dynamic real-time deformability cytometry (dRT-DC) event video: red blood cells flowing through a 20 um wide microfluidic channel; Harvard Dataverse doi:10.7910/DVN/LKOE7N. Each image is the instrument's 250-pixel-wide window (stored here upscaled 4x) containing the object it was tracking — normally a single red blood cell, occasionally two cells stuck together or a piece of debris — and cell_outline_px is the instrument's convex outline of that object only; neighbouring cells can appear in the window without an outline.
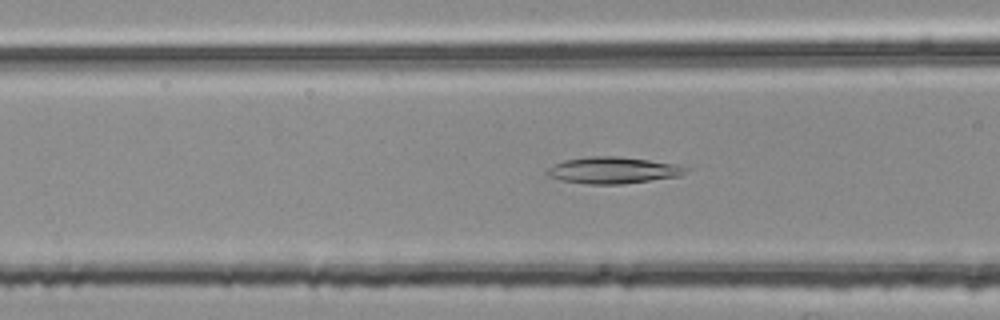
{"species": "common noctule bat (a hibernating species)", "species_latin": "Nyctalus noctula", "temperature_condition": "room temperature", "stored_images_in_passage": 41, "camera_frame_rate_fps": 3000, "um_per_image_px": 0.085, "animal": {"sex": "female", "body_mass_g": 25.1}, "frame": {"image": 1, "passage_image": 8, "time_ms": 2.333, "image_size_px": [1000, 320], "cell_outline_px": [[692, 168], [680, 176], [620, 184], [588, 184], [564, 180], [548, 176], [544, 172], [548, 168], [564, 160], [592, 156], [620, 156], [680, 164]], "centroid_in_image_um": [52.17, 14.46], "position_along_channel_um": 114.4, "area_um2": 21.5}}
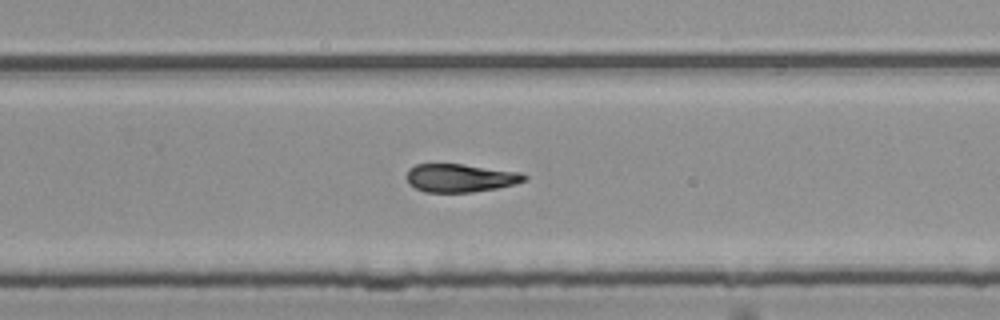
{"frame": {"image": 2, "passage_image": 22, "time_ms": 7.0, "image_size_px": [1000, 320], "cell_outline_px": [[528, 180], [516, 184], [496, 188], [472, 192], [428, 192], [416, 188], [408, 184], [404, 176], [408, 168], [416, 164], [464, 164], [520, 172], [528, 176]], "centroid_in_image_um": [39.11, 15.12], "position_along_channel_um": 290.7, "area_um2": 19.59}}
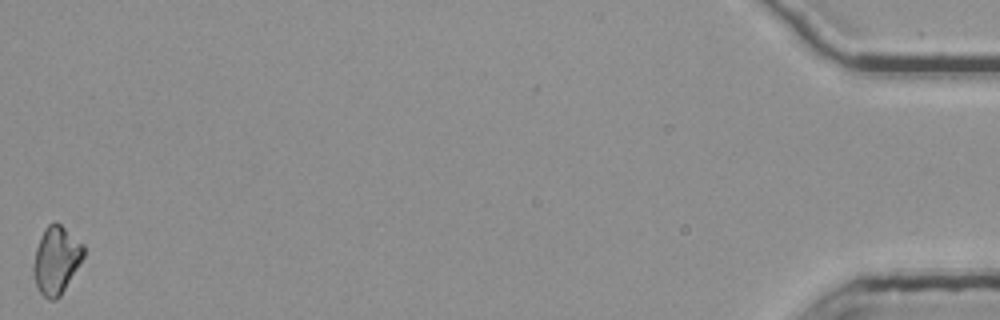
{"frame": {"image": 3, "passage_image": 41, "time_ms": 13.333, "image_size_px": [1000, 320], "cell_outline_px": [[84, 256], [60, 296], [56, 300], [48, 300], [40, 292], [36, 284], [32, 272], [32, 268], [36, 248], [44, 228], [52, 220], [56, 220], [84, 244]], "centroid_in_image_um": [4.77, 22.08], "position_along_channel_um": 430.4, "area_um2": 19.83}, "authors_computed_cell_mechanics": {"area_um2": 19.7098, "velocity_mm_per_s": 3.7833, "shape_relaxation_time_tau1_ms": null, "shape_relaxation_time_tau2_ms": 6.7505, "deformation_change_tau1": null, "deformation_change_tau2": 0.1577}}